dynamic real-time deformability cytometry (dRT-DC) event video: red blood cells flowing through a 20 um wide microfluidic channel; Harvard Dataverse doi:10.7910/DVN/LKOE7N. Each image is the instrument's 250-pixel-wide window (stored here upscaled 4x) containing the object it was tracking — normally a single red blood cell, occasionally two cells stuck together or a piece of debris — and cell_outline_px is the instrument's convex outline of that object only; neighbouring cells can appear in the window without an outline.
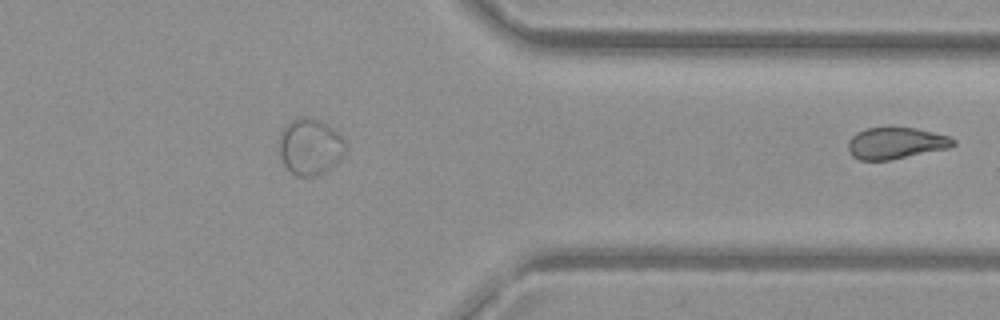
{"species": "common noctule bat (a hibernating species)", "species_latin": "Nyctalus noctula", "temperature_condition": "warm", "stored_images_in_passage": 43, "segment_of_instrument_passage": [2, 2], "camera_frame_rate_fps": 3000, "um_per_image_px": 0.085, "animal": {"sex": "female", "body_mass_g": 29.2, "forearm_length_mm": 56.3}, "frame": {"image": 1, "passage_image": 43, "time_ms": 14.0, "image_size_px": [1000, 320], "cell_outline_px": [[956, 144], [948, 148], [888, 160], [860, 160], [852, 156], [848, 152], [848, 140], [856, 132], [864, 128], [888, 124], [892, 124], [916, 128], [948, 136], [956, 140]], "centroid_in_image_um": [76.09, 12.11], "position_along_channel_um": 335.3, "area_um2": 20.0}}